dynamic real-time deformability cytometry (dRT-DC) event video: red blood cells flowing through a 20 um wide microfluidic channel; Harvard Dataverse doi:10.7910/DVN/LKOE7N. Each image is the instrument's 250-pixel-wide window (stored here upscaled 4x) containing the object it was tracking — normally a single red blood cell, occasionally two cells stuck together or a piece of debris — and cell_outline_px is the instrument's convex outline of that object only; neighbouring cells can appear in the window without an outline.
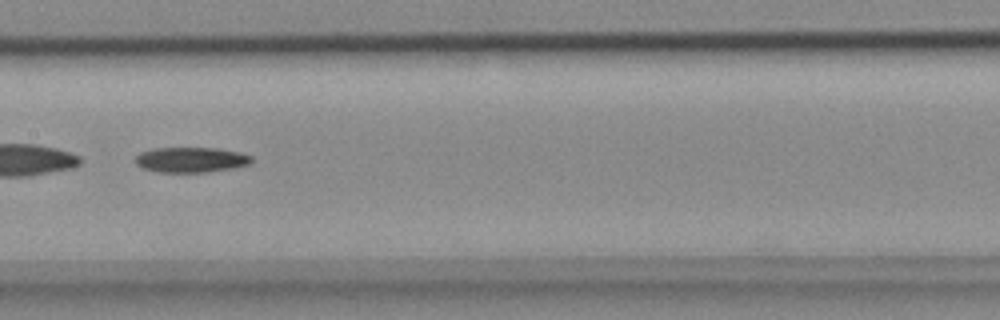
{"species": "common noctule bat (a hibernating species)", "species_latin": "Nyctalus noctula", "temperature_condition": "cold", "stored_images_in_passage": 51, "segment_of_instrument_passage": [2, 2], "camera_frame_rate_fps": 3000, "um_per_image_px": 0.085, "animal": {"sex": "female", "body_mass_g": 18.4}, "frame": {"image": 1, "passage_image": 26, "time_ms": 8.333, "image_size_px": [1000, 320], "cell_outline_px": [[252, 160], [248, 164], [232, 168], [204, 172], [160, 172], [144, 168], [136, 164], [136, 156], [140, 152], [152, 148], [216, 148], [240, 152], [252, 156]], "centroid_in_image_um": [16.22, 13.57], "position_along_channel_um": 191.2, "area_um2": 16.94}}
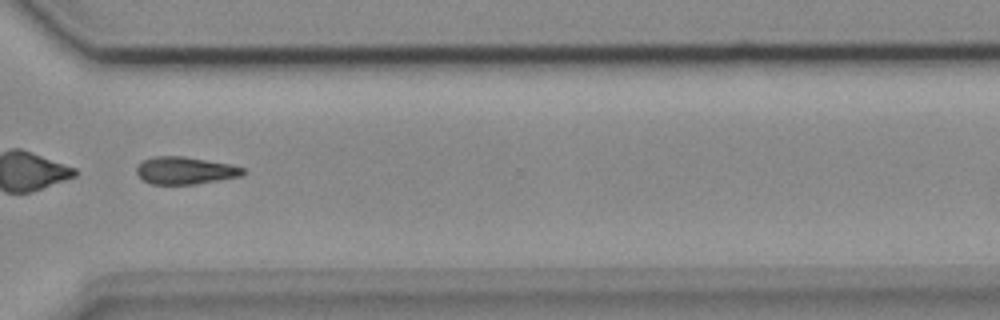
{"frame": {"image": 2, "passage_image": 39, "time_ms": 12.667, "image_size_px": [1000, 320], "cell_outline_px": [[244, 172], [240, 176], [192, 184], [152, 184], [144, 180], [136, 172], [136, 168], [144, 160], [152, 156], [184, 156], [228, 164], [244, 168]], "centroid_in_image_um": [15.69, 14.48], "position_along_channel_um": 354.9, "area_um2": 16.59}}